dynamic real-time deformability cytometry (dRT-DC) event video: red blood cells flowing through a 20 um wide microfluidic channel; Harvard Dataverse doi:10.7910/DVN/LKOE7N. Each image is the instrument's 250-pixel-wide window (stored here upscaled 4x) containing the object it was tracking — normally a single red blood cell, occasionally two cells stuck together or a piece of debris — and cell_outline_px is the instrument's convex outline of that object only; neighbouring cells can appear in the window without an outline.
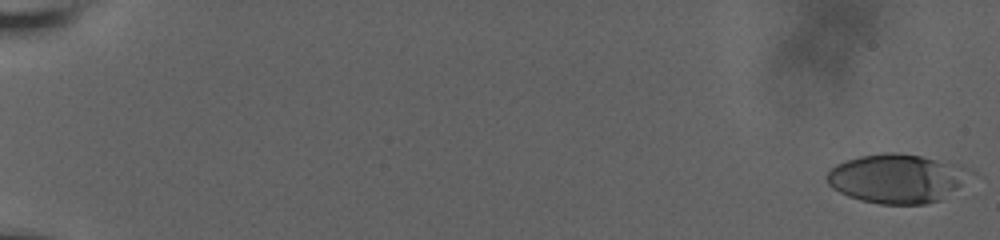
{"species": "human", "species_latin": "Homo sapiens", "temperature_condition": "room temperature", "stored_images_in_passage": 60, "camera_frame_rate_fps": 3000, "um_per_image_px": 0.085, "donor": {"sex": "male"}, "frame": {"image": 1, "passage_image": 1, "time_ms": 0.0, "image_size_px": [1000, 240], "cell_outline_px": [[984, 176], [940, 200], [924, 204], [880, 204], [860, 200], [848, 196], [832, 188], [828, 184], [828, 172], [836, 164], [860, 156], [884, 152], [892, 152], [920, 156], [972, 168]], "centroid_in_image_um": [76.44, 15.18], "position_along_channel_um": 8.6, "area_um2": 42.02}}
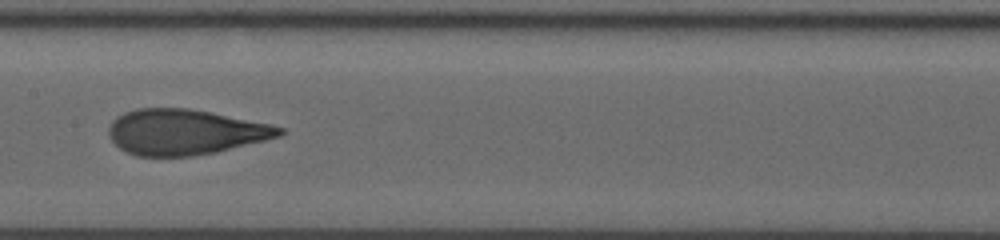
{"frame": {"image": 2, "passage_image": 34, "time_ms": 11.0, "image_size_px": [1000, 240], "cell_outline_px": [[288, 132], [280, 136], [216, 152], [192, 156], [136, 156], [120, 148], [108, 136], [108, 128], [112, 120], [116, 116], [124, 112], [136, 108], [188, 108], [212, 112], [272, 124], [284, 128]], "centroid_in_image_um": [15.73, 11.21], "position_along_channel_um": 191.7, "area_um2": 45.43}}
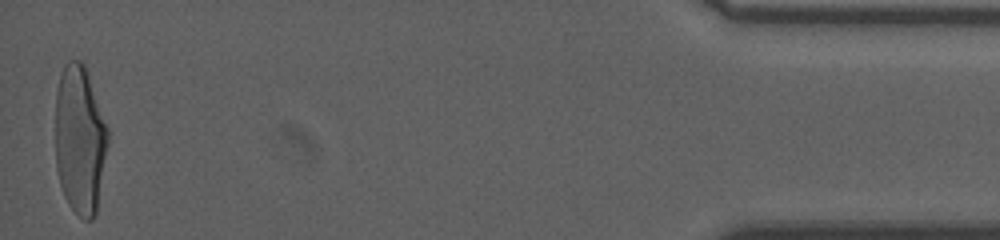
{"frame": {"image": 3, "passage_image": 60, "time_ms": 19.667, "image_size_px": [1000, 240], "cell_outline_px": [[108, 144], [96, 216], [92, 220], [84, 220], [68, 204], [64, 196], [60, 184], [56, 168], [56, 92], [60, 72], [64, 64], [68, 60], [80, 60], [84, 64], [108, 128]], "centroid_in_image_um": [6.79, 11.89], "position_along_channel_um": 428.4, "area_um2": 45.72}, "authors_computed_cell_mechanics": {"area_um2": 44.6505, "velocity_mm_per_s": 3.6573, "shape_relaxation_time_tau1_ms": 5.9643, "shape_relaxation_time_tau2_ms": 1.1311, "deformation_change_tau1": 0.2483, "deformation_change_tau2": 0.086}}